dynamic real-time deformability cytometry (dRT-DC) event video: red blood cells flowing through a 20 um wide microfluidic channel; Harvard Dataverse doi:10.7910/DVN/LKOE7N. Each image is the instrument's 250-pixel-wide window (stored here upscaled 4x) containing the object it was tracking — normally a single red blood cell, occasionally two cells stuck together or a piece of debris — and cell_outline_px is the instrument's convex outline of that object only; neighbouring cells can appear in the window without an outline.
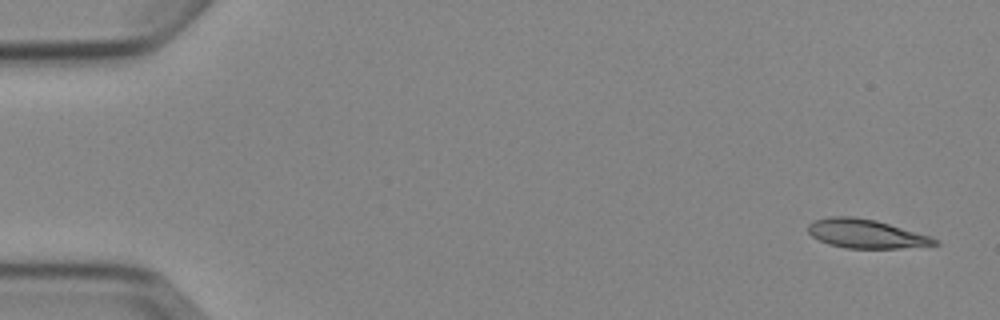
{"species": "Egyptian fruit bat (a non-hibernating species)", "species_latin": "Rousettus aegyptiacus", "temperature_condition": "cold", "stored_images_in_passage": 5, "camera_frame_rate_fps": 3000, "um_per_image_px": 0.085, "animal": {"sex": "female"}, "frame": {"image": 1, "passage_image": 1, "time_ms": 0.0, "image_size_px": [1000, 320], "cell_outline_px": [[940, 244], [900, 248], [844, 248], [828, 244], [812, 236], [808, 232], [808, 224], [816, 220], [828, 216], [852, 216], [876, 220], [932, 236], [940, 240]], "centroid_in_image_um": [73.63, 19.86], "position_along_channel_um": 11.4, "area_um2": 21.39}}